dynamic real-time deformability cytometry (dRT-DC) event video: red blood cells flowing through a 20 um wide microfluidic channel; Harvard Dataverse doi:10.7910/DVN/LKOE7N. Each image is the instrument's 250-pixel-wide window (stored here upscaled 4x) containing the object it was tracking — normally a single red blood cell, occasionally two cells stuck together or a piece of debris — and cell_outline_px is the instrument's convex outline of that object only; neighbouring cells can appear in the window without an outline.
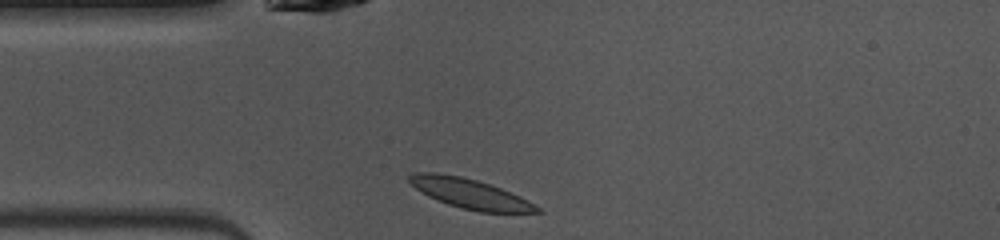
{"species": "common noctule bat (a hibernating species)", "species_latin": "Nyctalus noctula", "temperature_condition": "warm", "stored_images_in_passage": 38, "camera_frame_rate_fps": 3000, "um_per_image_px": 0.085, "animal": {"sex": "female", "body_mass_g": 10.0, "forearm_length_mm": 53.1}, "frame": {"image": 1, "passage_image": 1, "time_ms": 0.0, "image_size_px": [1000, 240], "cell_outline_px": [[544, 212], [480, 212], [460, 208], [448, 204], [428, 196], [416, 188], [408, 180], [408, 176], [416, 172], [432, 172], [460, 176], [476, 180], [500, 188], [520, 196], [544, 208]], "centroid_in_image_um": [40.0, 16.47], "position_along_channel_um": 45.0, "area_um2": 22.02}}
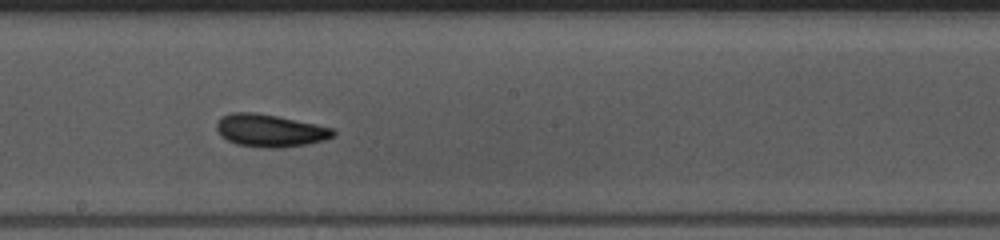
{"frame": {"image": 2, "passage_image": 15, "time_ms": 4.667, "image_size_px": [1000, 240], "cell_outline_px": [[336, 136], [324, 140], [308, 144], [280, 148], [264, 148], [236, 144], [220, 136], [216, 128], [216, 124], [224, 116], [232, 112], [256, 112], [316, 124], [332, 128], [336, 132]], "centroid_in_image_um": [22.97, 11.11], "position_along_channel_um": 225.2, "area_um2": 22.14}}
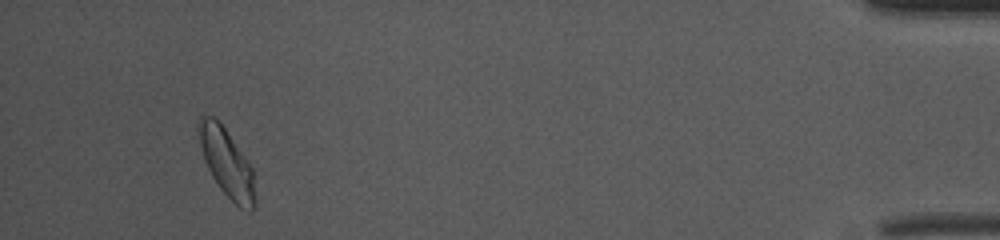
{"frame": {"image": 3, "passage_image": 35, "time_ms": 11.333, "image_size_px": [1000, 240], "cell_outline_px": [[256, 208], [252, 212], [248, 212], [240, 208], [220, 188], [212, 176], [204, 160], [196, 128], [196, 124], [200, 116], [212, 116], [224, 128], [248, 160], [252, 168], [256, 196]], "centroid_in_image_um": [19.29, 13.88], "position_along_channel_um": 415.9, "area_um2": 22.43}, "authors_computed_cell_mechanics": {"area_um2": 21.3282, "velocity_mm_per_s": 4.0307, "shape_relaxation_time_tau1_ms": 3.704, "shape_relaxation_time_tau2_ms": 2.4482, "deformation_change_tau1": 0.1351, "deformation_change_tau2": 0.0865}}